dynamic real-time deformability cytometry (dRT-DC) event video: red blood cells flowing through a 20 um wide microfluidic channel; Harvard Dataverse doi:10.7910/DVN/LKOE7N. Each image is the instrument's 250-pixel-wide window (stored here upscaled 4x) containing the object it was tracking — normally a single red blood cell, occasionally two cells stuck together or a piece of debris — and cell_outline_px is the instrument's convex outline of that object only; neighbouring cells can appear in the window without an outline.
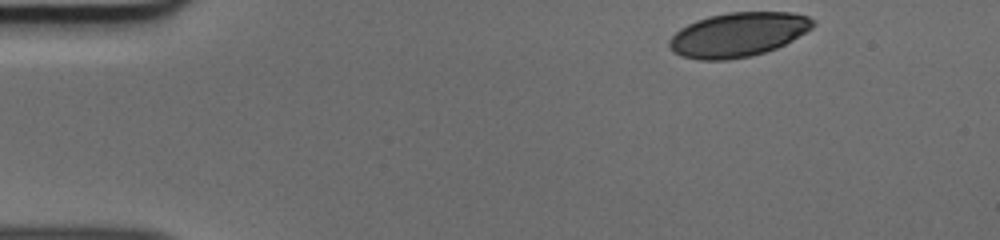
{"species": "human", "species_latin": "Homo sapiens", "temperature_condition": "cold", "stored_images_in_passage": 45, "camera_frame_rate_fps": 3000, "um_per_image_px": 0.085, "donor": {"sex": "male"}, "frame": {"image": 1, "passage_image": 1, "time_ms": 0.0, "image_size_px": [1000, 240], "cell_outline_px": [[816, 24], [812, 28], [792, 40], [776, 48], [752, 56], [728, 60], [700, 60], [680, 56], [672, 52], [668, 48], [668, 40], [680, 28], [696, 20], [708, 16], [728, 12], [792, 12], [808, 16]], "centroid_in_image_um": [62.7, 2.95], "position_along_channel_um": 22.3, "area_um2": 37.28}}
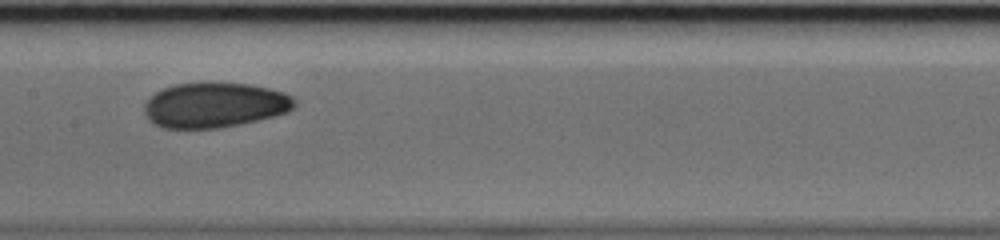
{"frame": {"image": 2, "passage_image": 20, "time_ms": 6.333, "image_size_px": [1000, 240], "cell_outline_px": [[296, 104], [288, 112], [240, 124], [220, 128], [164, 128], [148, 120], [144, 112], [144, 104], [156, 92], [164, 88], [176, 84], [204, 80], [208, 80], [248, 84], [268, 88], [284, 92], [292, 96], [296, 100]], "centroid_in_image_um": [18.24, 8.9], "position_along_channel_um": 189.2, "area_um2": 40.0}}
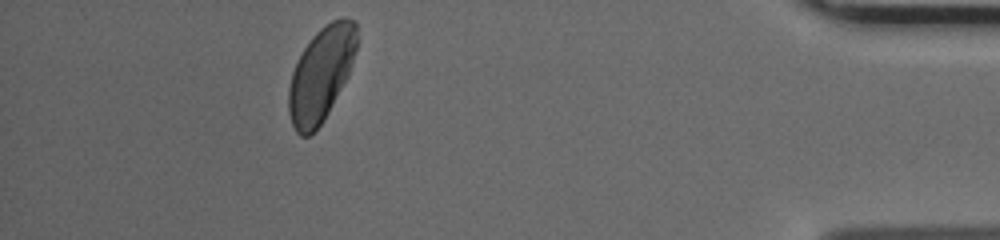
{"frame": {"image": 3, "passage_image": 40, "time_ms": 13.0, "image_size_px": [1000, 240], "cell_outline_px": [[356, 48], [348, 76], [328, 112], [320, 124], [308, 136], [300, 136], [296, 132], [292, 124], [288, 112], [288, 88], [292, 72], [304, 48], [312, 36], [320, 28], [332, 20], [344, 16], [356, 20]], "centroid_in_image_um": [27.28, 6.28], "position_along_channel_um": 407.9, "area_um2": 37.11}}